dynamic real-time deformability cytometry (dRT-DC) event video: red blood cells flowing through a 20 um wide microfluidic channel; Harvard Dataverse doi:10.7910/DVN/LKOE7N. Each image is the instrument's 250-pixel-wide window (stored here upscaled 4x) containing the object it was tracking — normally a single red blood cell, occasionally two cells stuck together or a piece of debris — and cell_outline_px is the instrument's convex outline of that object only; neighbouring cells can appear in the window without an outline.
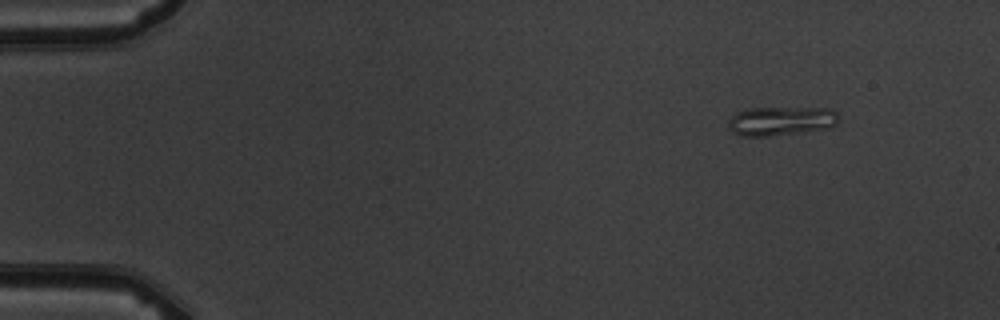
{"species": "common noctule bat (a hibernating species)", "species_latin": "Nyctalus noctula", "temperature_condition": "warm", "stored_images_in_passage": 4, "camera_frame_rate_fps": 3000, "um_per_image_px": 0.085, "animal": {"sex": "male", "body_mass_g": 19.5, "forearm_length_mm": 54.6}, "frame": {"image": 1, "passage_image": 1, "time_ms": 0.0, "image_size_px": [1000, 320], "cell_outline_px": [[836, 124], [832, 128], [768, 136], [744, 136], [736, 132], [728, 124], [728, 120], [736, 112], [748, 108], [832, 108], [836, 112]], "centroid_in_image_um": [66.41, 10.27], "position_along_channel_um": 18.6, "area_um2": 18.44}}
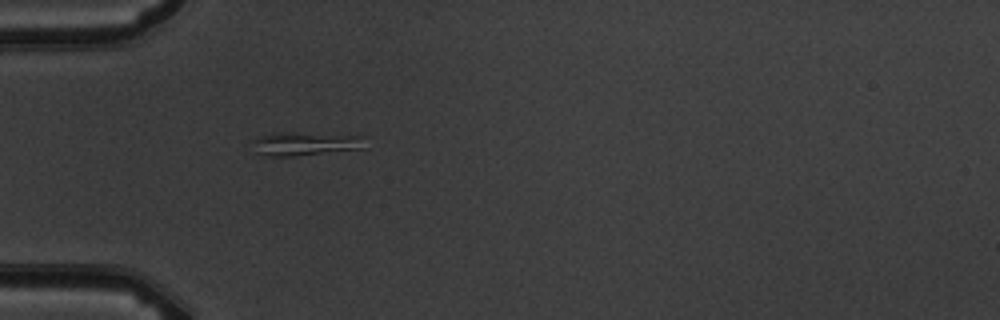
{"frame": {"image": 2, "passage_image": 4, "time_ms": 3.667, "image_size_px": [1000, 320], "cell_outline_px": [[368, 148], [292, 156], [264, 156], [256, 152], [248, 140], [260, 136], [276, 132], [280, 132], [364, 136]], "centroid_in_image_um": [25.91, 12.22], "position_along_channel_um": 59.1, "area_um2": 15.66}}